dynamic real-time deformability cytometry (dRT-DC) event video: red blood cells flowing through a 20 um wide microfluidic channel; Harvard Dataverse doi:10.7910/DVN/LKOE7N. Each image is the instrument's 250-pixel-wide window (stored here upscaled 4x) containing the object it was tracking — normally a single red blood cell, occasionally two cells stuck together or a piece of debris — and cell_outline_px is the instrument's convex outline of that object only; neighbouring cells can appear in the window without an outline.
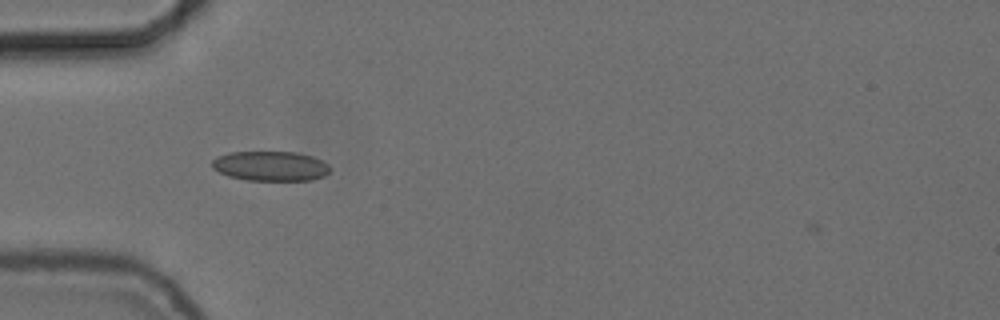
{"species": "common noctule bat (a hibernating species)", "species_latin": "Nyctalus noctula", "temperature_condition": "cold", "stored_images_in_passage": 25, "camera_frame_rate_fps": 3000, "um_per_image_px": 0.085, "animal": {"sex": "female", "body_mass_g": 24.6, "forearm_length_mm": 56.2}, "frame": {"image": 1, "passage_image": 5, "time_ms": 1.333, "image_size_px": [1000, 320], "cell_outline_px": [[332, 168], [324, 176], [312, 180], [248, 180], [228, 176], [212, 168], [212, 160], [216, 156], [228, 152], [296, 152], [312, 156], [328, 164]], "centroid_in_image_um": [22.99, 14.11], "position_along_channel_um": 62.0, "area_um2": 20.52}}
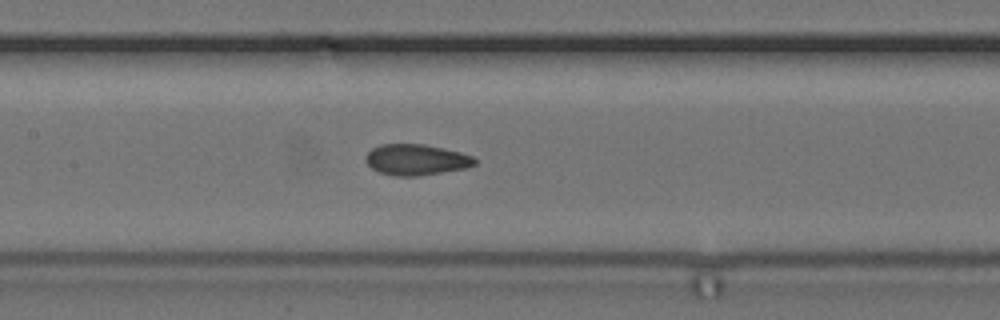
{"frame": {"image": 2, "passage_image": 14, "time_ms": 4.333, "image_size_px": [1000, 320], "cell_outline_px": [[476, 164], [468, 168], [420, 176], [396, 176], [380, 172], [372, 168], [364, 160], [364, 156], [372, 148], [380, 144], [424, 144], [444, 148], [460, 152], [472, 156], [476, 160]], "centroid_in_image_um": [35.38, 13.57], "position_along_channel_um": 172.0, "area_um2": 19.83}}
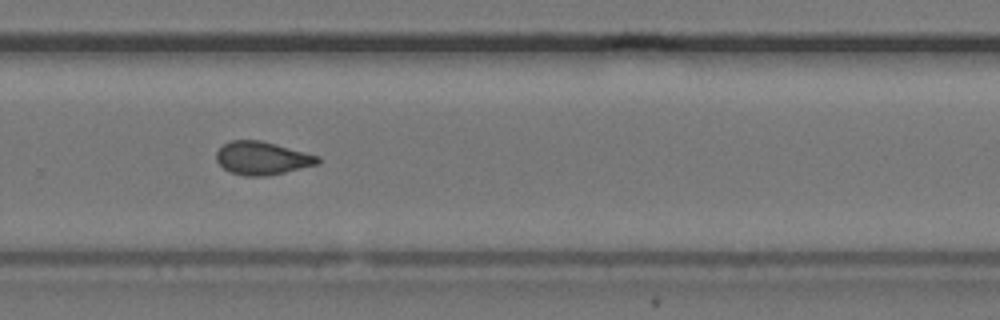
{"frame": {"image": 3, "passage_image": 25, "time_ms": 8.0, "image_size_px": [1000, 320], "cell_outline_px": [[320, 164], [284, 172], [264, 176], [244, 176], [232, 172], [224, 168], [216, 160], [216, 152], [224, 144], [232, 140], [260, 140], [276, 144], [320, 156]], "centroid_in_image_um": [22.3, 13.44], "position_along_channel_um": 307.5, "area_um2": 19.48}}